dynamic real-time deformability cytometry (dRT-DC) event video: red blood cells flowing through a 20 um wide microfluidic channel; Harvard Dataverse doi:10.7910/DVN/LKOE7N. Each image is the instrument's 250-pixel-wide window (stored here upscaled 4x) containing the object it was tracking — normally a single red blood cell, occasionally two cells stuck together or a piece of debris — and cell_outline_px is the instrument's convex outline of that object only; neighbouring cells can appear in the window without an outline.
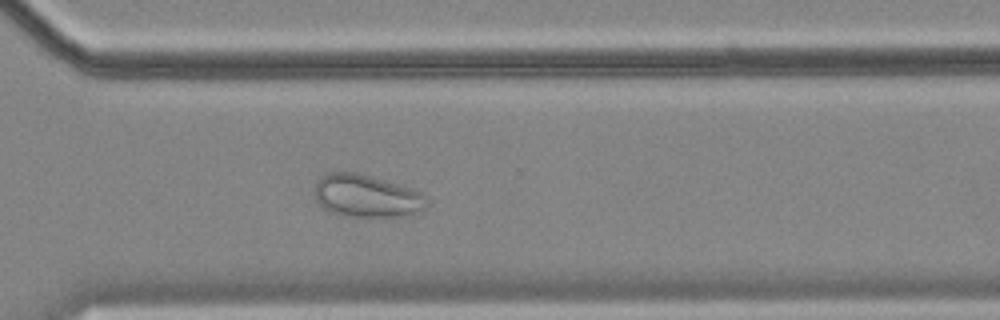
{"species": "common noctule bat (a hibernating species)", "species_latin": "Nyctalus noctula", "temperature_condition": "cold", "stored_images_in_passage": 40, "camera_frame_rate_fps": 3000, "um_per_image_px": 0.085, "animal": {"sex": "female", "body_mass_g": 18.4}, "frame": {"image": 1, "passage_image": 23, "time_ms": 7.333, "image_size_px": [1000, 320], "cell_outline_px": [[428, 204], [424, 208], [404, 216], [348, 216], [328, 212], [316, 200], [316, 184], [320, 176], [328, 172], [356, 172], [412, 188], [424, 192]], "centroid_in_image_um": [31.16, 16.65], "position_along_channel_um": 339.4, "area_um2": 27.69}}